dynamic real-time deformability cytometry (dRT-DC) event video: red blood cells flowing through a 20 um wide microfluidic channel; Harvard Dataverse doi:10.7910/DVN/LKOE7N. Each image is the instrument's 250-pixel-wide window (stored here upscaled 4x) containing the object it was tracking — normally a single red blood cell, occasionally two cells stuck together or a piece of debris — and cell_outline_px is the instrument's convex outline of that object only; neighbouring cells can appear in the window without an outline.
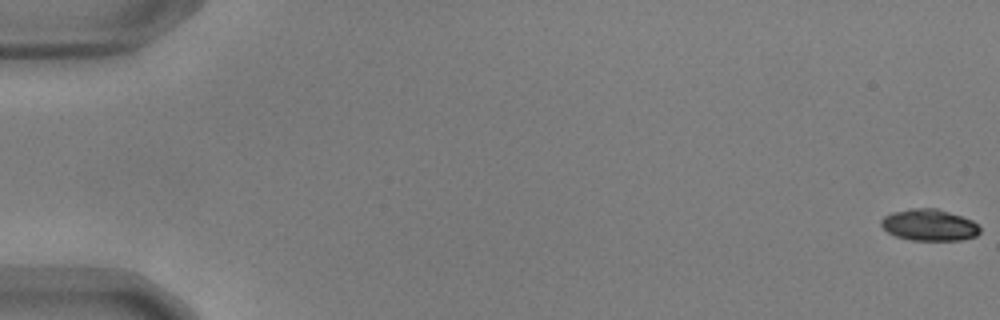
{"species": "common noctule bat (a hibernating species)", "species_latin": "Nyctalus noctula", "temperature_condition": "warm", "stored_images_in_passage": 56, "camera_frame_rate_fps": 3000, "um_per_image_px": 0.085, "animal": {"sex": "male", "body_mass_g": 17.9, "forearm_length_mm": 54.2}, "frame": {"image": 1, "passage_image": 1, "time_ms": 0.0, "image_size_px": [1000, 320], "cell_outline_px": [[980, 232], [976, 236], [960, 240], [912, 240], [896, 236], [888, 232], [880, 224], [880, 220], [884, 216], [892, 212], [908, 208], [936, 208], [972, 220], [980, 228]], "centroid_in_image_um": [78.96, 19.12], "position_along_channel_um": 6.0, "area_um2": 18.09}}
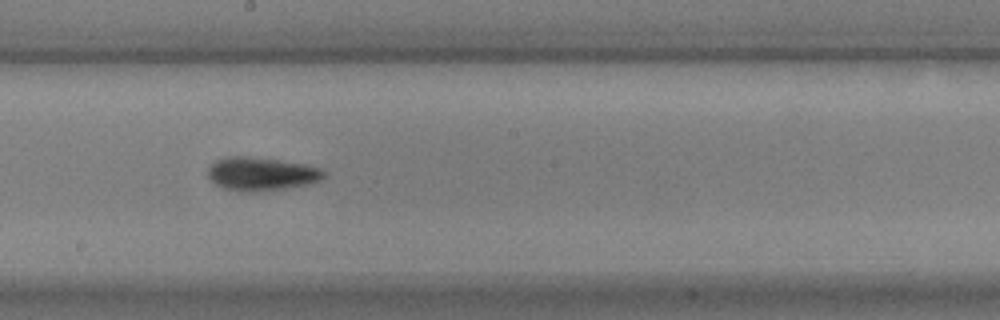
{"frame": {"image": 2, "passage_image": 32, "time_ms": 10.333, "image_size_px": [1000, 320], "cell_outline_px": [[328, 172], [320, 180], [308, 184], [288, 188], [256, 192], [240, 192], [224, 188], [216, 184], [208, 176], [208, 168], [216, 160], [228, 156], [248, 156], [280, 160], [304, 164], [320, 168]], "centroid_in_image_um": [22.23, 14.78], "position_along_channel_um": 226.0, "area_um2": 22.72}}
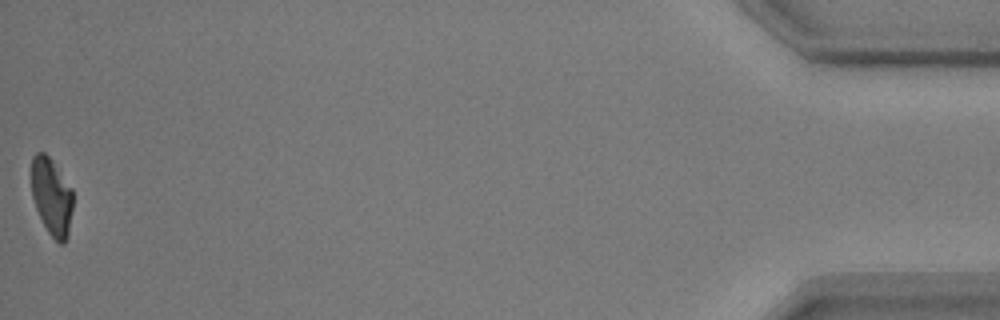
{"frame": {"image": 3, "passage_image": 56, "time_ms": 18.333, "image_size_px": [1000, 320], "cell_outline_px": [[72, 208], [68, 236], [64, 244], [60, 244], [48, 232], [36, 208], [32, 196], [32, 156], [36, 152], [44, 152], [52, 160], [72, 188]], "centroid_in_image_um": [4.4, 16.7], "position_along_channel_um": 430.8, "area_um2": 18.55}, "authors_computed_cell_mechanics": {"area_um2": 20.0855, "velocity_mm_per_s": 3.6905, "shape_relaxation_time_tau1_ms": 3.5301, "shape_relaxation_time_tau2_ms": 1.7056, "deformation_change_tau1": 0.1452, "deformation_change_tau2": 0.0807}}